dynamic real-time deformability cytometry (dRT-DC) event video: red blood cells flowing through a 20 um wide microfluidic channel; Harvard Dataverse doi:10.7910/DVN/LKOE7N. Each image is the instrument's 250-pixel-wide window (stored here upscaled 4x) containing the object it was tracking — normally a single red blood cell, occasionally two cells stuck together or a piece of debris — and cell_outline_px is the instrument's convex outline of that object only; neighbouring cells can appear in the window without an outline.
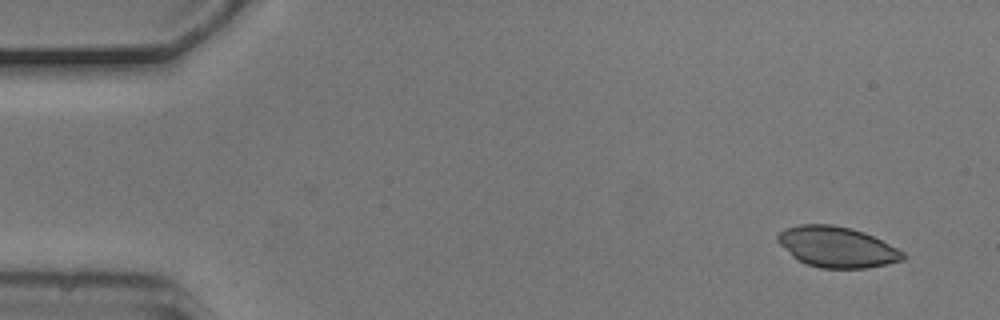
{"species": "common noctule bat (a hibernating species)", "species_latin": "Nyctalus noctula", "temperature_condition": "cold", "stored_images_in_passage": 6, "camera_frame_rate_fps": 3000, "um_per_image_px": 0.085, "animal": {"sex": "male", "body_mass_g": 20.5, "forearm_length_mm": 52.5}, "frame": {"image": 1, "passage_image": 1, "time_ms": 0.0, "image_size_px": [1000, 320], "cell_outline_px": [[904, 260], [888, 264], [868, 268], [820, 268], [808, 264], [792, 256], [776, 240], [776, 236], [784, 228], [800, 224], [832, 224], [852, 228], [864, 232], [904, 252]], "centroid_in_image_um": [71.12, 20.98], "position_along_channel_um": 13.9, "area_um2": 29.59}}